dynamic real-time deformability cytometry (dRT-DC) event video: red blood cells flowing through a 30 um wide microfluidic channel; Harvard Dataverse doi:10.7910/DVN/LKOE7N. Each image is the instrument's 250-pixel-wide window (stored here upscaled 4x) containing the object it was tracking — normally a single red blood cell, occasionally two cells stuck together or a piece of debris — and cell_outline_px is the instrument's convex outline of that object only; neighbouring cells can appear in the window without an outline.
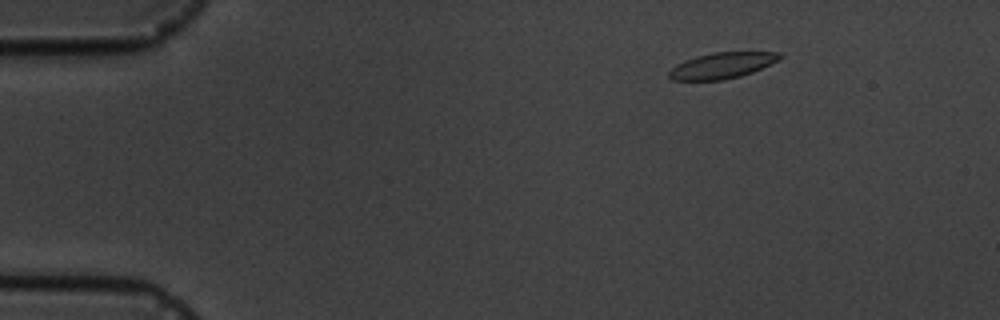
{"species": "common noctule bat (a hibernating species)", "species_latin": "Nyctalus noctula", "temperature_condition": "cold", "stored_images_in_passage": 4, "camera_frame_rate_fps": 3000, "um_per_image_px": 0.085, "animal": {"sex": "male", "body_mass_g": 19.5, "forearm_length_mm": 54.6}, "frame": {"image": 1, "passage_image": 2, "time_ms": 1.333, "image_size_px": [1000, 320], "cell_outline_px": [[784, 56], [752, 72], [740, 76], [724, 80], [672, 80], [668, 76], [668, 72], [676, 64], [684, 60], [696, 56], [712, 52], [780, 52]], "centroid_in_image_um": [61.32, 5.56], "position_along_channel_um": 23.7, "area_um2": 16.65}}
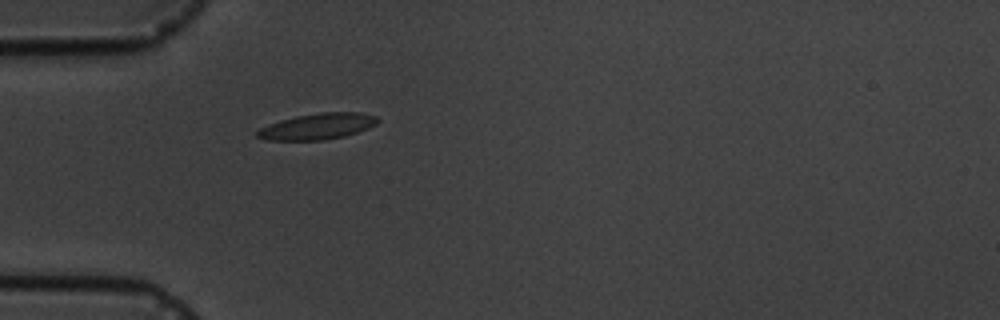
{"frame": {"image": 2, "passage_image": 4, "time_ms": 4.333, "image_size_px": [1000, 320], "cell_outline_px": [[380, 120], [376, 124], [368, 128], [344, 136], [324, 140], [264, 140], [256, 136], [256, 132], [260, 128], [268, 124], [280, 120], [296, 116], [320, 112], [360, 112], [376, 116]], "centroid_in_image_um": [26.97, 10.74], "position_along_channel_um": 58.0, "area_um2": 18.32}}